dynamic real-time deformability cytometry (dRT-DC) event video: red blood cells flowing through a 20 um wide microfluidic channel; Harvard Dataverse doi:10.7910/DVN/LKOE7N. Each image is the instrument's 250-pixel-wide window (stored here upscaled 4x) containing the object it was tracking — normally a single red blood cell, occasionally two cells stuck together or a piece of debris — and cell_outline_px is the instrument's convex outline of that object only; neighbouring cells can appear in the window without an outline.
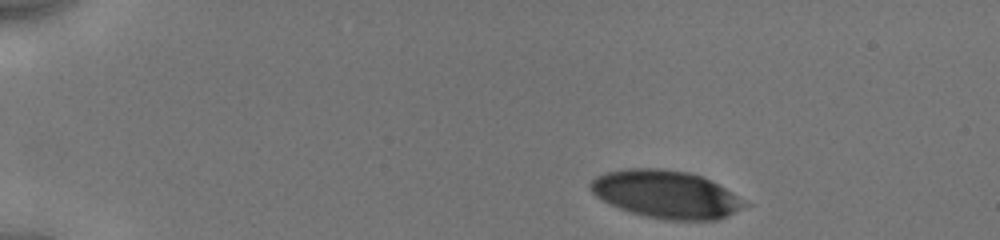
{"species": "human", "species_latin": "Homo sapiens", "temperature_condition": "cold", "stored_images_in_passage": 26, "camera_frame_rate_fps": 3000, "um_per_image_px": 0.085, "donor": {"sex": "male"}, "frame": {"image": 1, "passage_image": 1, "time_ms": 0.0, "image_size_px": [1000, 240], "cell_outline_px": [[752, 204], [728, 216], [716, 220], [664, 220], [632, 212], [620, 208], [596, 196], [592, 192], [588, 184], [596, 176], [604, 172], [628, 168], [660, 168], [688, 172], [700, 176], [732, 192]], "centroid_in_image_um": [56.64, 16.52], "position_along_channel_um": 28.4, "area_um2": 42.77}}
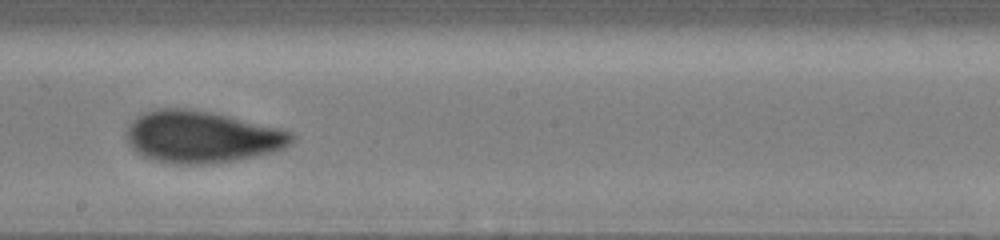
{"frame": {"image": 2, "passage_image": 15, "time_ms": 7.667, "image_size_px": [1000, 240], "cell_outline_px": [[296, 136], [292, 144], [284, 148], [272, 152], [256, 156], [236, 160], [208, 164], [180, 164], [156, 160], [144, 156], [136, 152], [128, 144], [124, 136], [124, 132], [128, 124], [136, 116], [144, 112], [156, 108], [184, 108], [212, 112], [280, 128], [292, 132]], "centroid_in_image_um": [17.13, 11.62], "position_along_channel_um": 231.1, "area_um2": 50.4}}
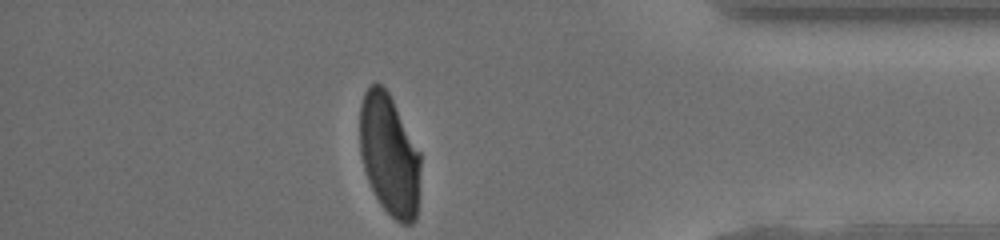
{"frame": {"image": 3, "passage_image": 26, "time_ms": 12.667, "image_size_px": [1000, 240], "cell_outline_px": [[420, 168], [416, 220], [412, 224], [400, 224], [380, 204], [368, 180], [364, 168], [360, 152], [360, 104], [364, 92], [372, 84], [380, 84], [388, 92], [420, 152]], "centroid_in_image_um": [33.09, 13.18], "position_along_channel_um": 402.1, "area_um2": 42.6}, "authors_computed_cell_mechanics": {"area_um2": 47.1359, "velocity_mm_per_s": 3.9238, "shape_relaxation_time_tau1_ms": 5.8821, "shape_relaxation_time_tau2_ms": 0.814, "deformation_change_tau1": 0.1922, "deformation_change_tau2": 0.0616}}